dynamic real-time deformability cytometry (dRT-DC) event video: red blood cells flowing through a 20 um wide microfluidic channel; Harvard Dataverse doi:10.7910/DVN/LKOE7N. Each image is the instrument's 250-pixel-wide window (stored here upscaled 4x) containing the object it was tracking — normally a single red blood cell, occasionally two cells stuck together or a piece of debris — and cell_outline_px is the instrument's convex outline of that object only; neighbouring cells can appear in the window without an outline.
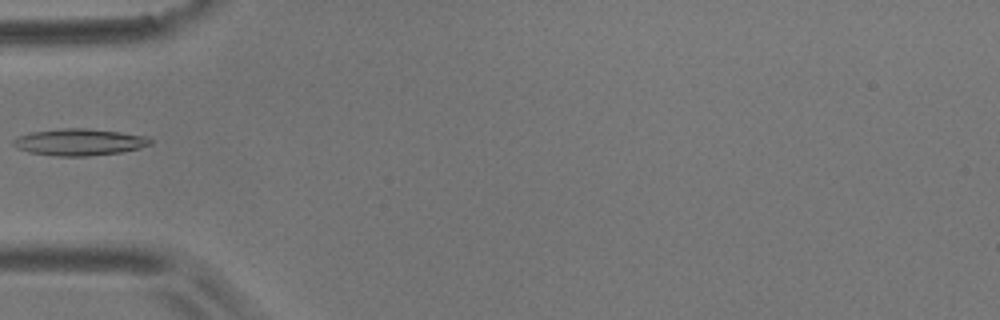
{"species": "common noctule bat (a hibernating species)", "species_latin": "Nyctalus noctula", "temperature_condition": "room temperature", "stored_images_in_passage": 5, "camera_frame_rate_fps": 3000, "um_per_image_px": 0.085, "animal": {"sex": "male", "body_mass_g": 17.9}, "frame": {"image": 1, "passage_image": 4, "time_ms": 1.0, "image_size_px": [1000, 320], "cell_outline_px": [[152, 144], [140, 148], [120, 152], [88, 156], [56, 156], [28, 152], [16, 148], [12, 144], [12, 140], [16, 136], [32, 132], [64, 128], [88, 128], [120, 132], [148, 136], [152, 140]], "centroid_in_image_um": [6.73, 12.07], "position_along_channel_um": 78.3, "area_um2": 21.5}}
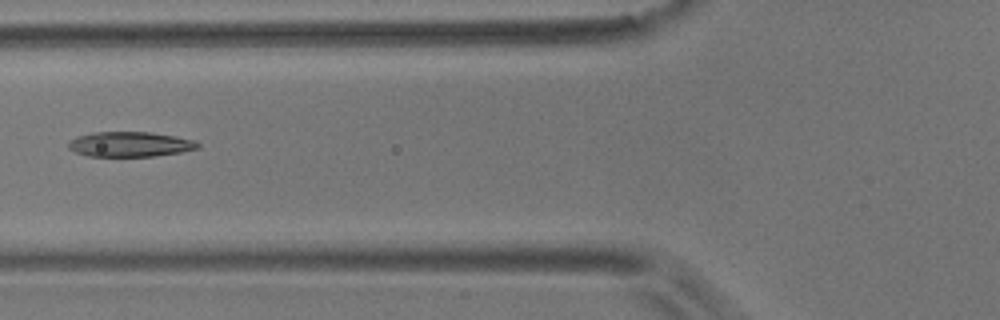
{"frame": {"image": 2, "passage_image": 5, "time_ms": 1.333, "image_size_px": [1000, 320], "cell_outline_px": [[200, 148], [180, 152], [156, 156], [88, 156], [76, 152], [68, 148], [68, 140], [76, 136], [92, 132], [148, 132], [176, 136], [196, 140], [200, 144]], "centroid_in_image_um": [11.05, 12.25], "position_along_channel_um": 114.7, "area_um2": 19.02}}